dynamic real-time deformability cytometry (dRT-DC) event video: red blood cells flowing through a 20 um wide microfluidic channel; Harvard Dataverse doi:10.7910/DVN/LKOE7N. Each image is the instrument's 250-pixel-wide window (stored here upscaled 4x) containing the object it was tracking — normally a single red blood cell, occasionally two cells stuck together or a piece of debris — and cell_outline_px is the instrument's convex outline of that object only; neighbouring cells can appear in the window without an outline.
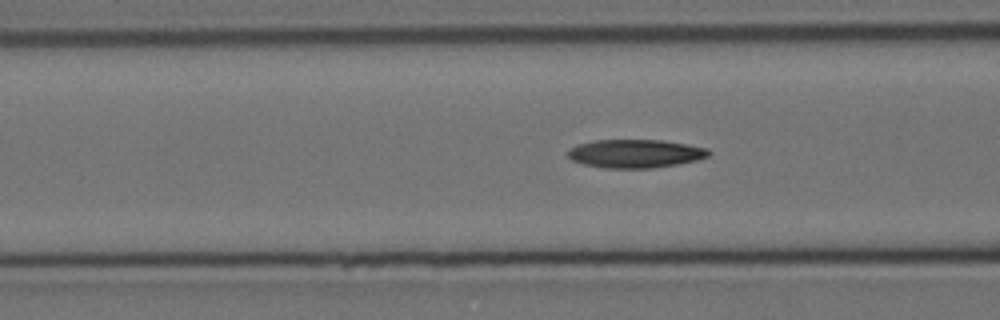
{"species": "Egyptian fruit bat (a non-hibernating species)", "species_latin": "Rousettus aegyptiacus", "temperature_condition": "cold", "stored_images_in_passage": 34, "camera_frame_rate_fps": 3000, "um_per_image_px": 0.085, "animal": {"sex": "female"}, "frame": {"image": 1, "passage_image": 10, "time_ms": 3.0, "image_size_px": [1000, 320], "cell_outline_px": [[712, 152], [708, 156], [696, 160], [676, 164], [652, 168], [604, 168], [584, 164], [572, 160], [568, 156], [568, 152], [576, 144], [596, 140], [660, 140], [688, 144], [708, 148]], "centroid_in_image_um": [54.02, 13.05], "position_along_channel_um": 112.6, "area_um2": 23.24}}
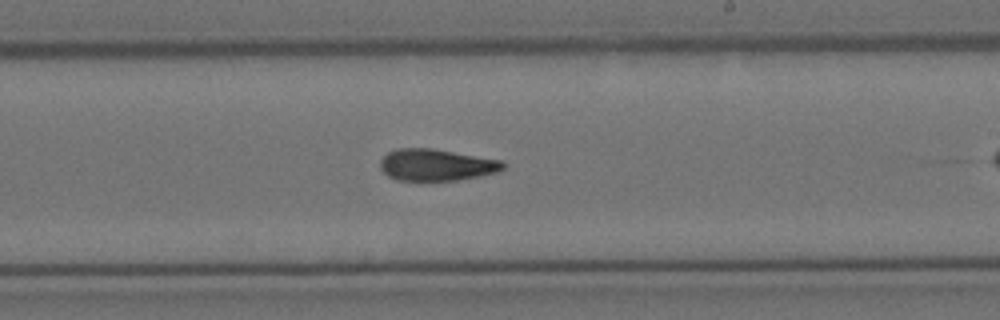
{"frame": {"image": 2, "passage_image": 22, "time_ms": 7.0, "image_size_px": [1000, 320], "cell_outline_px": [[504, 168], [496, 172], [456, 180], [396, 180], [388, 176], [380, 168], [380, 160], [388, 152], [396, 148], [432, 148], [500, 160], [504, 164]], "centroid_in_image_um": [37.03, 14.01], "position_along_channel_um": 252.0, "area_um2": 22.43}}
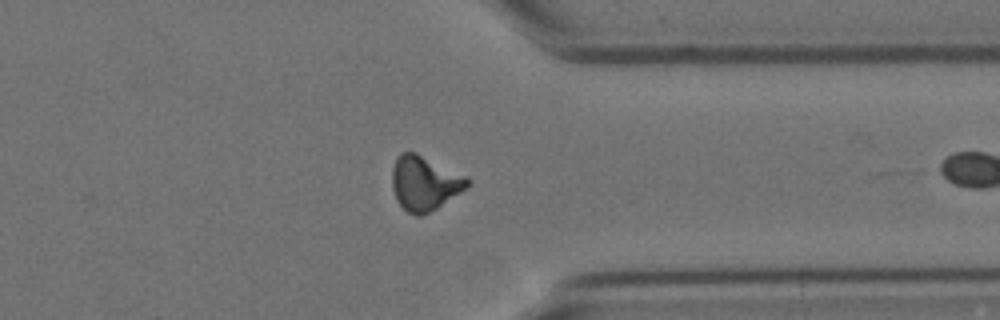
{"frame": {"image": 3, "passage_image": 33, "time_ms": 10.667, "image_size_px": [1000, 320], "cell_outline_px": [[472, 180], [460, 192], [436, 208], [420, 216], [416, 216], [408, 212], [396, 200], [392, 188], [392, 168], [396, 156], [400, 152], [416, 152], [468, 176]], "centroid_in_image_um": [36.06, 15.53], "position_along_channel_um": 375.3, "area_um2": 23.93}}